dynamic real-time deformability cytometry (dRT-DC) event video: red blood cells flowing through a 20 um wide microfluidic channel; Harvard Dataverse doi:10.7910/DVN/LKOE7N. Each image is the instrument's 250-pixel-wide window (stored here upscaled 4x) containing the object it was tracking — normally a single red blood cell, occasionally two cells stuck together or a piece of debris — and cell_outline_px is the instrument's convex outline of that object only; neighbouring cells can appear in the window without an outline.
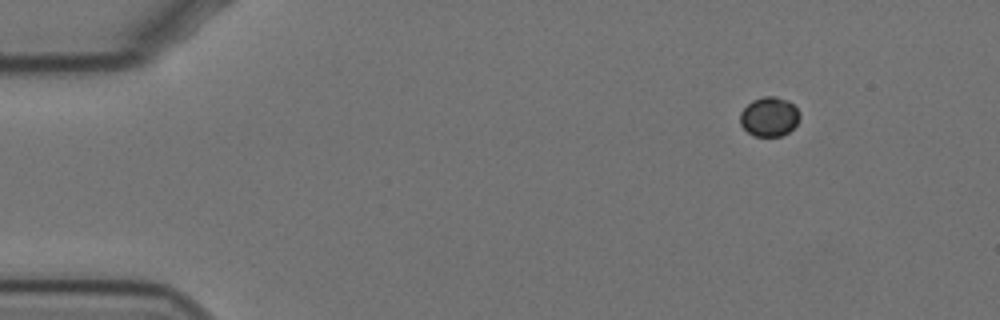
{"species": "Egyptian fruit bat (a non-hibernating species)", "species_latin": "Rousettus aegyptiacus", "temperature_condition": "cold", "stored_images_in_passage": 53, "camera_frame_rate_fps": 3000, "um_per_image_px": 0.085, "animal": {"sex": "female"}, "frame": {"image": 1, "passage_image": 1, "time_ms": 0.0, "image_size_px": [1000, 320], "cell_outline_px": [[800, 116], [796, 124], [788, 132], [780, 136], [752, 136], [740, 124], [740, 112], [752, 100], [764, 96], [776, 96], [788, 100], [800, 112]], "centroid_in_image_um": [65.38, 9.91], "position_along_channel_um": 19.6, "area_um2": 13.7}}
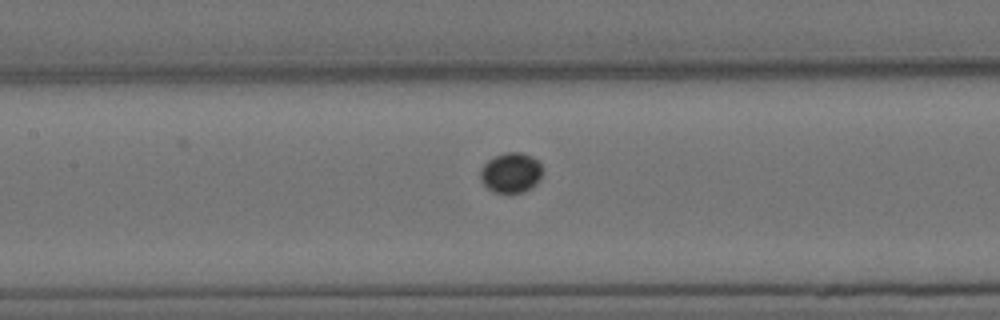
{"frame": {"image": 2, "passage_image": 21, "time_ms": 6.667, "image_size_px": [1000, 320], "cell_outline_px": [[540, 180], [532, 188], [524, 192], [496, 192], [488, 188], [480, 180], [480, 172], [484, 164], [488, 160], [504, 152], [524, 152], [540, 160]], "centroid_in_image_um": [43.45, 14.66], "position_along_channel_um": 164.0, "area_um2": 14.51}}
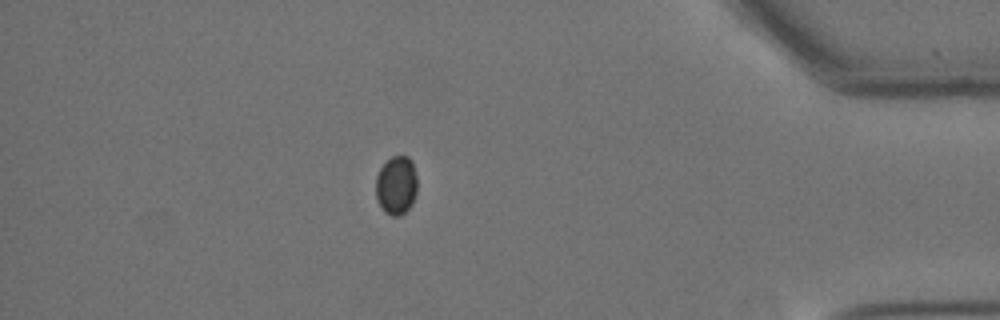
{"frame": {"image": 3, "passage_image": 45, "time_ms": 14.667, "image_size_px": [1000, 320], "cell_outline_px": [[416, 192], [412, 204], [400, 216], [392, 216], [384, 212], [376, 196], [376, 176], [380, 168], [392, 156], [408, 156], [412, 160], [416, 176]], "centroid_in_image_um": [33.69, 15.75], "position_along_channel_um": 401.5, "area_um2": 14.1}}